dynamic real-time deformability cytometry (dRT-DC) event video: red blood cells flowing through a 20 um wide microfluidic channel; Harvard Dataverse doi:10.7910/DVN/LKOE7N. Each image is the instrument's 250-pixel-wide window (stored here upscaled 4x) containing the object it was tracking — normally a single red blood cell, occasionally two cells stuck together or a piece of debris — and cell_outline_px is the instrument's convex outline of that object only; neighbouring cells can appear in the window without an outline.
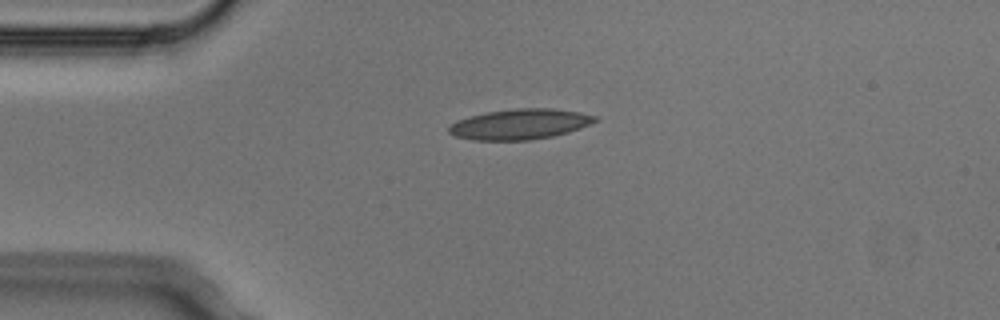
{"species": "Egyptian fruit bat (a non-hibernating species)", "species_latin": "Rousettus aegyptiacus", "temperature_condition": "cold", "stored_images_in_passage": 4, "camera_frame_rate_fps": 3000, "um_per_image_px": 0.085, "animal": {"sex": "male"}, "frame": {"image": 1, "passage_image": 4, "time_ms": 1.0, "image_size_px": [1000, 320], "cell_outline_px": [[600, 120], [580, 128], [568, 132], [552, 136], [528, 140], [472, 140], [456, 136], [448, 132], [448, 128], [456, 120], [468, 116], [488, 112], [516, 108], [552, 108], [580, 112], [596, 116]], "centroid_in_image_um": [44.2, 10.55], "position_along_channel_um": 40.8, "area_um2": 25.89}}